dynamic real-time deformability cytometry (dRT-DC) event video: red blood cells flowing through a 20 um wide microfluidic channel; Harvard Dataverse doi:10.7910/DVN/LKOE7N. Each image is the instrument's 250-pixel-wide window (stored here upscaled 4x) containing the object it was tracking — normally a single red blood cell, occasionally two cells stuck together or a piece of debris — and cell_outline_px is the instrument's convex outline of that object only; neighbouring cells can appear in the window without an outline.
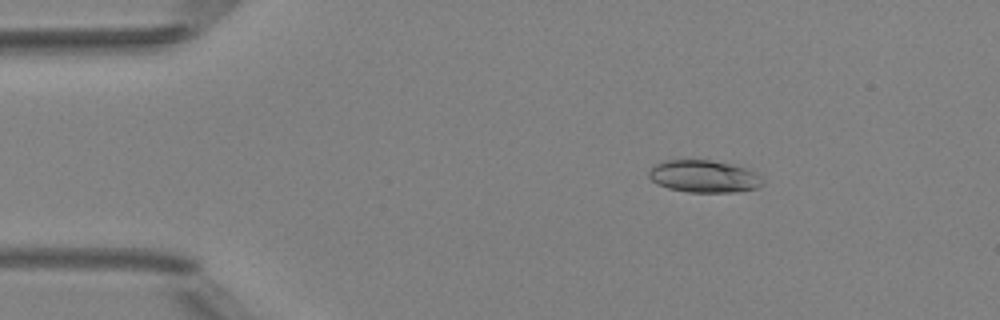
{"species": "Egyptian fruit bat (a non-hibernating species)", "species_latin": "Rousettus aegyptiacus", "temperature_condition": "room temperature", "stored_images_in_passage": 6, "camera_frame_rate_fps": 3000, "um_per_image_px": 0.085, "animal": {"sex": "female"}, "frame": {"image": 1, "passage_image": 3, "time_ms": 2.333, "image_size_px": [1000, 320], "cell_outline_px": [[760, 184], [756, 188], [736, 192], [688, 192], [668, 188], [652, 180], [648, 176], [648, 168], [660, 160], [712, 160], [748, 168], [756, 172], [760, 176]], "centroid_in_image_um": [59.78, 14.97], "position_along_channel_um": 25.2, "area_um2": 21.44}}